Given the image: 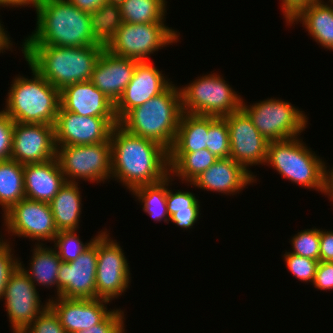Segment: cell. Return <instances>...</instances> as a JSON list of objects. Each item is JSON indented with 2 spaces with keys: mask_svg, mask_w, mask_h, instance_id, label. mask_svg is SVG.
Masks as SVG:
<instances>
[{
  "mask_svg": "<svg viewBox=\"0 0 333 333\" xmlns=\"http://www.w3.org/2000/svg\"><path fill=\"white\" fill-rule=\"evenodd\" d=\"M132 195L141 203L142 210L156 222L169 223L167 211V177L154 183L139 186L131 191Z\"/></svg>",
  "mask_w": 333,
  "mask_h": 333,
  "instance_id": "1f68e13d",
  "label": "cell"
},
{
  "mask_svg": "<svg viewBox=\"0 0 333 333\" xmlns=\"http://www.w3.org/2000/svg\"><path fill=\"white\" fill-rule=\"evenodd\" d=\"M110 1V3L112 4V5H114L116 2H118L119 0H109Z\"/></svg>",
  "mask_w": 333,
  "mask_h": 333,
  "instance_id": "c3c4849f",
  "label": "cell"
},
{
  "mask_svg": "<svg viewBox=\"0 0 333 333\" xmlns=\"http://www.w3.org/2000/svg\"><path fill=\"white\" fill-rule=\"evenodd\" d=\"M320 261L333 262V231L320 229Z\"/></svg>",
  "mask_w": 333,
  "mask_h": 333,
  "instance_id": "ee69618b",
  "label": "cell"
},
{
  "mask_svg": "<svg viewBox=\"0 0 333 333\" xmlns=\"http://www.w3.org/2000/svg\"><path fill=\"white\" fill-rule=\"evenodd\" d=\"M61 107L81 116L116 117L114 104L91 81L67 85L60 90Z\"/></svg>",
  "mask_w": 333,
  "mask_h": 333,
  "instance_id": "7402d4cb",
  "label": "cell"
},
{
  "mask_svg": "<svg viewBox=\"0 0 333 333\" xmlns=\"http://www.w3.org/2000/svg\"><path fill=\"white\" fill-rule=\"evenodd\" d=\"M22 333H67L48 307Z\"/></svg>",
  "mask_w": 333,
  "mask_h": 333,
  "instance_id": "74e56055",
  "label": "cell"
},
{
  "mask_svg": "<svg viewBox=\"0 0 333 333\" xmlns=\"http://www.w3.org/2000/svg\"><path fill=\"white\" fill-rule=\"evenodd\" d=\"M28 66L31 79L19 74L13 79L3 111L16 123L54 126L61 106L60 90Z\"/></svg>",
  "mask_w": 333,
  "mask_h": 333,
  "instance_id": "5b68a950",
  "label": "cell"
},
{
  "mask_svg": "<svg viewBox=\"0 0 333 333\" xmlns=\"http://www.w3.org/2000/svg\"><path fill=\"white\" fill-rule=\"evenodd\" d=\"M299 22L315 42L324 49L333 51V8L329 3L323 0L311 3L291 19L288 25Z\"/></svg>",
  "mask_w": 333,
  "mask_h": 333,
  "instance_id": "cb8c5ba5",
  "label": "cell"
},
{
  "mask_svg": "<svg viewBox=\"0 0 333 333\" xmlns=\"http://www.w3.org/2000/svg\"><path fill=\"white\" fill-rule=\"evenodd\" d=\"M138 62L116 56L104 48L93 68L91 82L115 104L133 78Z\"/></svg>",
  "mask_w": 333,
  "mask_h": 333,
  "instance_id": "44dd1931",
  "label": "cell"
},
{
  "mask_svg": "<svg viewBox=\"0 0 333 333\" xmlns=\"http://www.w3.org/2000/svg\"><path fill=\"white\" fill-rule=\"evenodd\" d=\"M166 13V0H119L113 5L111 17L107 21L165 23Z\"/></svg>",
  "mask_w": 333,
  "mask_h": 333,
  "instance_id": "d4e9b609",
  "label": "cell"
},
{
  "mask_svg": "<svg viewBox=\"0 0 333 333\" xmlns=\"http://www.w3.org/2000/svg\"><path fill=\"white\" fill-rule=\"evenodd\" d=\"M167 23L132 24L106 21L104 24L105 49L110 53L139 62L151 61L154 52L179 42L180 33Z\"/></svg>",
  "mask_w": 333,
  "mask_h": 333,
  "instance_id": "8992f818",
  "label": "cell"
},
{
  "mask_svg": "<svg viewBox=\"0 0 333 333\" xmlns=\"http://www.w3.org/2000/svg\"><path fill=\"white\" fill-rule=\"evenodd\" d=\"M39 0H0V7H36Z\"/></svg>",
  "mask_w": 333,
  "mask_h": 333,
  "instance_id": "f6af8a7d",
  "label": "cell"
},
{
  "mask_svg": "<svg viewBox=\"0 0 333 333\" xmlns=\"http://www.w3.org/2000/svg\"><path fill=\"white\" fill-rule=\"evenodd\" d=\"M190 82L179 86L184 113L223 118L241 109L242 96L222 75L211 72Z\"/></svg>",
  "mask_w": 333,
  "mask_h": 333,
  "instance_id": "ba28073f",
  "label": "cell"
},
{
  "mask_svg": "<svg viewBox=\"0 0 333 333\" xmlns=\"http://www.w3.org/2000/svg\"><path fill=\"white\" fill-rule=\"evenodd\" d=\"M65 182V176L56 158L24 165V188L27 199L50 203Z\"/></svg>",
  "mask_w": 333,
  "mask_h": 333,
  "instance_id": "603a6c76",
  "label": "cell"
},
{
  "mask_svg": "<svg viewBox=\"0 0 333 333\" xmlns=\"http://www.w3.org/2000/svg\"><path fill=\"white\" fill-rule=\"evenodd\" d=\"M82 11L93 14L103 24L111 17L113 5L109 0H68Z\"/></svg>",
  "mask_w": 333,
  "mask_h": 333,
  "instance_id": "60d3db41",
  "label": "cell"
},
{
  "mask_svg": "<svg viewBox=\"0 0 333 333\" xmlns=\"http://www.w3.org/2000/svg\"><path fill=\"white\" fill-rule=\"evenodd\" d=\"M182 113L180 88L172 83L164 92L128 111L118 124L134 135L158 142L169 151Z\"/></svg>",
  "mask_w": 333,
  "mask_h": 333,
  "instance_id": "277c9868",
  "label": "cell"
},
{
  "mask_svg": "<svg viewBox=\"0 0 333 333\" xmlns=\"http://www.w3.org/2000/svg\"><path fill=\"white\" fill-rule=\"evenodd\" d=\"M14 121L0 110V161L11 159Z\"/></svg>",
  "mask_w": 333,
  "mask_h": 333,
  "instance_id": "ab89813d",
  "label": "cell"
},
{
  "mask_svg": "<svg viewBox=\"0 0 333 333\" xmlns=\"http://www.w3.org/2000/svg\"><path fill=\"white\" fill-rule=\"evenodd\" d=\"M209 116L182 113L169 153H192L207 149Z\"/></svg>",
  "mask_w": 333,
  "mask_h": 333,
  "instance_id": "83f0119b",
  "label": "cell"
},
{
  "mask_svg": "<svg viewBox=\"0 0 333 333\" xmlns=\"http://www.w3.org/2000/svg\"><path fill=\"white\" fill-rule=\"evenodd\" d=\"M24 58L59 90L70 84L91 81L93 68L105 44L82 47L20 45Z\"/></svg>",
  "mask_w": 333,
  "mask_h": 333,
  "instance_id": "3957f363",
  "label": "cell"
},
{
  "mask_svg": "<svg viewBox=\"0 0 333 333\" xmlns=\"http://www.w3.org/2000/svg\"><path fill=\"white\" fill-rule=\"evenodd\" d=\"M173 179L174 177L172 178L170 174L167 176V211L170 216L169 221L176 224L177 227L180 226L183 230H188L194 226L201 215L200 202L193 192L188 190H175L173 192L169 188L170 185L172 186L171 182Z\"/></svg>",
  "mask_w": 333,
  "mask_h": 333,
  "instance_id": "f1b7e54d",
  "label": "cell"
},
{
  "mask_svg": "<svg viewBox=\"0 0 333 333\" xmlns=\"http://www.w3.org/2000/svg\"><path fill=\"white\" fill-rule=\"evenodd\" d=\"M124 322V311L116 308L101 323L74 333H125Z\"/></svg>",
  "mask_w": 333,
  "mask_h": 333,
  "instance_id": "f35d334b",
  "label": "cell"
},
{
  "mask_svg": "<svg viewBox=\"0 0 333 333\" xmlns=\"http://www.w3.org/2000/svg\"><path fill=\"white\" fill-rule=\"evenodd\" d=\"M78 186V183L66 181L49 203L58 232L79 229L83 205Z\"/></svg>",
  "mask_w": 333,
  "mask_h": 333,
  "instance_id": "484cf974",
  "label": "cell"
},
{
  "mask_svg": "<svg viewBox=\"0 0 333 333\" xmlns=\"http://www.w3.org/2000/svg\"><path fill=\"white\" fill-rule=\"evenodd\" d=\"M256 180L253 172L248 171L243 165L229 157L219 158L187 186L192 185L201 190L231 196L240 194L239 192L246 186L256 183Z\"/></svg>",
  "mask_w": 333,
  "mask_h": 333,
  "instance_id": "ffe728a7",
  "label": "cell"
},
{
  "mask_svg": "<svg viewBox=\"0 0 333 333\" xmlns=\"http://www.w3.org/2000/svg\"><path fill=\"white\" fill-rule=\"evenodd\" d=\"M328 3L332 6L333 8V0H328Z\"/></svg>",
  "mask_w": 333,
  "mask_h": 333,
  "instance_id": "681fc988",
  "label": "cell"
},
{
  "mask_svg": "<svg viewBox=\"0 0 333 333\" xmlns=\"http://www.w3.org/2000/svg\"><path fill=\"white\" fill-rule=\"evenodd\" d=\"M151 61L138 62L133 78L124 89L121 97L114 104V111L119 121L128 111L144 104L154 96L164 92L172 83Z\"/></svg>",
  "mask_w": 333,
  "mask_h": 333,
  "instance_id": "ac0fdd59",
  "label": "cell"
},
{
  "mask_svg": "<svg viewBox=\"0 0 333 333\" xmlns=\"http://www.w3.org/2000/svg\"><path fill=\"white\" fill-rule=\"evenodd\" d=\"M109 234L106 228L97 234L96 299L111 302L129 289L131 273L124 250Z\"/></svg>",
  "mask_w": 333,
  "mask_h": 333,
  "instance_id": "8fae6325",
  "label": "cell"
},
{
  "mask_svg": "<svg viewBox=\"0 0 333 333\" xmlns=\"http://www.w3.org/2000/svg\"><path fill=\"white\" fill-rule=\"evenodd\" d=\"M56 159L67 182L79 183L82 179L98 184L111 179L110 139L105 143L57 146Z\"/></svg>",
  "mask_w": 333,
  "mask_h": 333,
  "instance_id": "30bf717a",
  "label": "cell"
},
{
  "mask_svg": "<svg viewBox=\"0 0 333 333\" xmlns=\"http://www.w3.org/2000/svg\"><path fill=\"white\" fill-rule=\"evenodd\" d=\"M229 129L230 158L251 172V166L265 165L269 141L240 109L223 117Z\"/></svg>",
  "mask_w": 333,
  "mask_h": 333,
  "instance_id": "9a60e30c",
  "label": "cell"
},
{
  "mask_svg": "<svg viewBox=\"0 0 333 333\" xmlns=\"http://www.w3.org/2000/svg\"><path fill=\"white\" fill-rule=\"evenodd\" d=\"M25 197L24 165L9 159L0 161V205L6 213Z\"/></svg>",
  "mask_w": 333,
  "mask_h": 333,
  "instance_id": "4dcf8cb0",
  "label": "cell"
},
{
  "mask_svg": "<svg viewBox=\"0 0 333 333\" xmlns=\"http://www.w3.org/2000/svg\"><path fill=\"white\" fill-rule=\"evenodd\" d=\"M2 215L9 236L36 240L40 245L53 241L58 233L49 203L24 198Z\"/></svg>",
  "mask_w": 333,
  "mask_h": 333,
  "instance_id": "7c38bea8",
  "label": "cell"
},
{
  "mask_svg": "<svg viewBox=\"0 0 333 333\" xmlns=\"http://www.w3.org/2000/svg\"><path fill=\"white\" fill-rule=\"evenodd\" d=\"M0 20V53H4L5 50L10 49L9 51H12V46L14 45L11 37L9 36V33L4 29V25L1 24ZM8 33V34H7ZM4 51V52H3Z\"/></svg>",
  "mask_w": 333,
  "mask_h": 333,
  "instance_id": "bcb514c9",
  "label": "cell"
},
{
  "mask_svg": "<svg viewBox=\"0 0 333 333\" xmlns=\"http://www.w3.org/2000/svg\"><path fill=\"white\" fill-rule=\"evenodd\" d=\"M76 232V230L59 231L52 241L54 249L62 262L69 263L77 259L93 244L97 237L95 235L89 242L83 243Z\"/></svg>",
  "mask_w": 333,
  "mask_h": 333,
  "instance_id": "d6a6232c",
  "label": "cell"
},
{
  "mask_svg": "<svg viewBox=\"0 0 333 333\" xmlns=\"http://www.w3.org/2000/svg\"><path fill=\"white\" fill-rule=\"evenodd\" d=\"M2 300L13 333H22L49 307L48 300L42 303L36 286L19 265L10 273Z\"/></svg>",
  "mask_w": 333,
  "mask_h": 333,
  "instance_id": "4fadbf2b",
  "label": "cell"
},
{
  "mask_svg": "<svg viewBox=\"0 0 333 333\" xmlns=\"http://www.w3.org/2000/svg\"><path fill=\"white\" fill-rule=\"evenodd\" d=\"M326 165V177H325V197L328 196L329 200L333 202V167L327 169Z\"/></svg>",
  "mask_w": 333,
  "mask_h": 333,
  "instance_id": "7dc6e473",
  "label": "cell"
},
{
  "mask_svg": "<svg viewBox=\"0 0 333 333\" xmlns=\"http://www.w3.org/2000/svg\"><path fill=\"white\" fill-rule=\"evenodd\" d=\"M11 159L34 164L56 158L54 126L14 123Z\"/></svg>",
  "mask_w": 333,
  "mask_h": 333,
  "instance_id": "e0dca14e",
  "label": "cell"
},
{
  "mask_svg": "<svg viewBox=\"0 0 333 333\" xmlns=\"http://www.w3.org/2000/svg\"><path fill=\"white\" fill-rule=\"evenodd\" d=\"M97 237L79 257L62 262L58 270V297L96 299Z\"/></svg>",
  "mask_w": 333,
  "mask_h": 333,
  "instance_id": "2e32d148",
  "label": "cell"
},
{
  "mask_svg": "<svg viewBox=\"0 0 333 333\" xmlns=\"http://www.w3.org/2000/svg\"><path fill=\"white\" fill-rule=\"evenodd\" d=\"M207 149L217 158L230 157V139L227 122L224 118L209 116Z\"/></svg>",
  "mask_w": 333,
  "mask_h": 333,
  "instance_id": "836d02e7",
  "label": "cell"
},
{
  "mask_svg": "<svg viewBox=\"0 0 333 333\" xmlns=\"http://www.w3.org/2000/svg\"><path fill=\"white\" fill-rule=\"evenodd\" d=\"M116 124V117L81 116L60 106L54 124L55 145L105 143L110 139L112 128Z\"/></svg>",
  "mask_w": 333,
  "mask_h": 333,
  "instance_id": "5bb4252c",
  "label": "cell"
},
{
  "mask_svg": "<svg viewBox=\"0 0 333 333\" xmlns=\"http://www.w3.org/2000/svg\"><path fill=\"white\" fill-rule=\"evenodd\" d=\"M111 179L129 189L154 184L170 174L169 151L158 142L134 135L119 124L111 131Z\"/></svg>",
  "mask_w": 333,
  "mask_h": 333,
  "instance_id": "7a4b0ae2",
  "label": "cell"
},
{
  "mask_svg": "<svg viewBox=\"0 0 333 333\" xmlns=\"http://www.w3.org/2000/svg\"><path fill=\"white\" fill-rule=\"evenodd\" d=\"M51 298L48 299L49 308L58 317L67 333L86 330L99 324L112 312L106 305L110 301L105 299Z\"/></svg>",
  "mask_w": 333,
  "mask_h": 333,
  "instance_id": "d6986e66",
  "label": "cell"
},
{
  "mask_svg": "<svg viewBox=\"0 0 333 333\" xmlns=\"http://www.w3.org/2000/svg\"><path fill=\"white\" fill-rule=\"evenodd\" d=\"M218 159L208 149L192 153H169L170 175L181 179L182 184L192 183Z\"/></svg>",
  "mask_w": 333,
  "mask_h": 333,
  "instance_id": "f546056e",
  "label": "cell"
},
{
  "mask_svg": "<svg viewBox=\"0 0 333 333\" xmlns=\"http://www.w3.org/2000/svg\"><path fill=\"white\" fill-rule=\"evenodd\" d=\"M290 253L320 261V229H304L291 237Z\"/></svg>",
  "mask_w": 333,
  "mask_h": 333,
  "instance_id": "e575fe53",
  "label": "cell"
},
{
  "mask_svg": "<svg viewBox=\"0 0 333 333\" xmlns=\"http://www.w3.org/2000/svg\"><path fill=\"white\" fill-rule=\"evenodd\" d=\"M241 109L268 141L300 137L307 128L308 117L305 112L279 98H267L252 105H247L242 99Z\"/></svg>",
  "mask_w": 333,
  "mask_h": 333,
  "instance_id": "9c48e42d",
  "label": "cell"
},
{
  "mask_svg": "<svg viewBox=\"0 0 333 333\" xmlns=\"http://www.w3.org/2000/svg\"><path fill=\"white\" fill-rule=\"evenodd\" d=\"M0 236V300L2 301L4 288L10 273L18 265V257L14 256L12 252L14 249L11 247L13 245H10V241L6 240V238L3 239L4 235L0 234Z\"/></svg>",
  "mask_w": 333,
  "mask_h": 333,
  "instance_id": "8d00e7d4",
  "label": "cell"
},
{
  "mask_svg": "<svg viewBox=\"0 0 333 333\" xmlns=\"http://www.w3.org/2000/svg\"><path fill=\"white\" fill-rule=\"evenodd\" d=\"M296 137L269 141L265 165L302 188L325 193L326 162Z\"/></svg>",
  "mask_w": 333,
  "mask_h": 333,
  "instance_id": "52a82bcc",
  "label": "cell"
},
{
  "mask_svg": "<svg viewBox=\"0 0 333 333\" xmlns=\"http://www.w3.org/2000/svg\"><path fill=\"white\" fill-rule=\"evenodd\" d=\"M286 267L289 272L299 281L312 283L315 279L316 268L319 263L318 260L298 256L290 252L283 254Z\"/></svg>",
  "mask_w": 333,
  "mask_h": 333,
  "instance_id": "d590c367",
  "label": "cell"
},
{
  "mask_svg": "<svg viewBox=\"0 0 333 333\" xmlns=\"http://www.w3.org/2000/svg\"><path fill=\"white\" fill-rule=\"evenodd\" d=\"M318 290H333V262L319 261L312 284Z\"/></svg>",
  "mask_w": 333,
  "mask_h": 333,
  "instance_id": "b9f144b4",
  "label": "cell"
},
{
  "mask_svg": "<svg viewBox=\"0 0 333 333\" xmlns=\"http://www.w3.org/2000/svg\"><path fill=\"white\" fill-rule=\"evenodd\" d=\"M36 29L22 45L82 47L104 43V24L68 0H39Z\"/></svg>",
  "mask_w": 333,
  "mask_h": 333,
  "instance_id": "6da1fadb",
  "label": "cell"
},
{
  "mask_svg": "<svg viewBox=\"0 0 333 333\" xmlns=\"http://www.w3.org/2000/svg\"><path fill=\"white\" fill-rule=\"evenodd\" d=\"M44 245L35 244L34 249L31 250L33 254L28 269L22 264L20 258L18 259V265L29 276L36 288L39 285L51 289L55 287L57 293L55 297H58V270L62 260L52 246L47 248V245Z\"/></svg>",
  "mask_w": 333,
  "mask_h": 333,
  "instance_id": "4316f807",
  "label": "cell"
},
{
  "mask_svg": "<svg viewBox=\"0 0 333 333\" xmlns=\"http://www.w3.org/2000/svg\"><path fill=\"white\" fill-rule=\"evenodd\" d=\"M319 0H281V9L288 24L303 8Z\"/></svg>",
  "mask_w": 333,
  "mask_h": 333,
  "instance_id": "7bdbcfd3",
  "label": "cell"
}]
</instances>
